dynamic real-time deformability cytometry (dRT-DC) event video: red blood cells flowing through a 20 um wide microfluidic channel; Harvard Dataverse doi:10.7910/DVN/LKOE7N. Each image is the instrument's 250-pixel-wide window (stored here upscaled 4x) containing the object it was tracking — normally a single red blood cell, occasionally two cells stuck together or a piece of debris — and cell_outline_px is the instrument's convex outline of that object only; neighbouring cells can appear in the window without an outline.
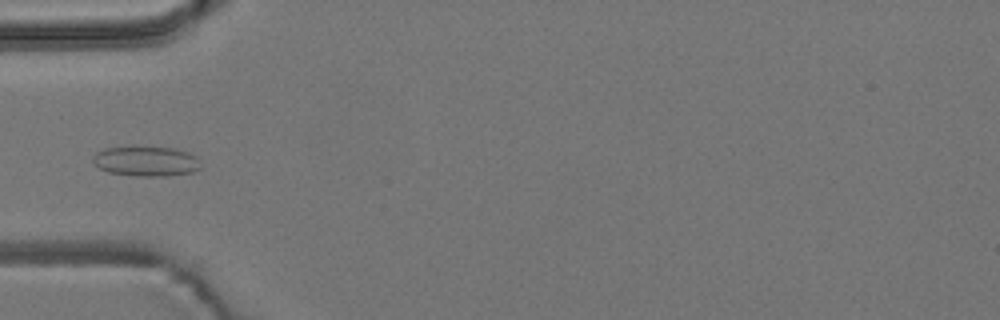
{"species": "common noctule bat (a hibernating species)", "species_latin": "Nyctalus noctula", "temperature_condition": "room temperature", "stored_images_in_passage": 4, "camera_frame_rate_fps": 3000, "um_per_image_px": 0.085, "animal": {"sex": "male", "body_mass_g": 19.2, "forearm_length_mm": 51.8}, "frame": {"image": 1, "passage_image": 4, "time_ms": 1.0, "image_size_px": [1000, 320], "cell_outline_px": [[200, 168], [192, 172], [168, 176], [136, 176], [108, 172], [100, 168], [92, 160], [92, 156], [96, 152], [104, 148], [128, 144], [136, 144], [176, 148], [188, 152], [196, 156]], "centroid_in_image_um": [12.37, 13.65], "position_along_channel_um": 72.6, "area_um2": 19.65}}